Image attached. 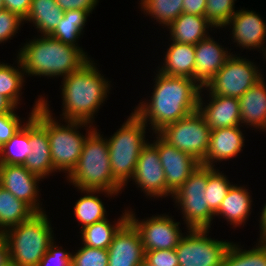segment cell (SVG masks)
Masks as SVG:
<instances>
[{
	"instance_id": "1",
	"label": "cell",
	"mask_w": 266,
	"mask_h": 266,
	"mask_svg": "<svg viewBox=\"0 0 266 266\" xmlns=\"http://www.w3.org/2000/svg\"><path fill=\"white\" fill-rule=\"evenodd\" d=\"M154 80L150 100L140 102L134 109V113L147 126L151 124L152 134L197 111L201 91V87L190 78L157 71Z\"/></svg>"
},
{
	"instance_id": "2",
	"label": "cell",
	"mask_w": 266,
	"mask_h": 266,
	"mask_svg": "<svg viewBox=\"0 0 266 266\" xmlns=\"http://www.w3.org/2000/svg\"><path fill=\"white\" fill-rule=\"evenodd\" d=\"M17 58L29 76L67 77L92 58L80 48L65 44L50 35H39L19 49Z\"/></svg>"
},
{
	"instance_id": "3",
	"label": "cell",
	"mask_w": 266,
	"mask_h": 266,
	"mask_svg": "<svg viewBox=\"0 0 266 266\" xmlns=\"http://www.w3.org/2000/svg\"><path fill=\"white\" fill-rule=\"evenodd\" d=\"M91 59L81 69L72 72L61 81L63 109L61 119L82 121L93 125L94 114L110 93V82L104 78ZM108 93V94H107Z\"/></svg>"
},
{
	"instance_id": "4",
	"label": "cell",
	"mask_w": 266,
	"mask_h": 266,
	"mask_svg": "<svg viewBox=\"0 0 266 266\" xmlns=\"http://www.w3.org/2000/svg\"><path fill=\"white\" fill-rule=\"evenodd\" d=\"M65 177L79 190H106L117 195L124 190L112 176L107 138L97 129L87 137L76 167Z\"/></svg>"
},
{
	"instance_id": "5",
	"label": "cell",
	"mask_w": 266,
	"mask_h": 266,
	"mask_svg": "<svg viewBox=\"0 0 266 266\" xmlns=\"http://www.w3.org/2000/svg\"><path fill=\"white\" fill-rule=\"evenodd\" d=\"M52 229L48 215L41 212L5 230L2 236L7 244L9 261L17 266H38L54 241Z\"/></svg>"
},
{
	"instance_id": "6",
	"label": "cell",
	"mask_w": 266,
	"mask_h": 266,
	"mask_svg": "<svg viewBox=\"0 0 266 266\" xmlns=\"http://www.w3.org/2000/svg\"><path fill=\"white\" fill-rule=\"evenodd\" d=\"M147 125L132 112L108 141L113 178L124 188L132 178L145 140Z\"/></svg>"
},
{
	"instance_id": "7",
	"label": "cell",
	"mask_w": 266,
	"mask_h": 266,
	"mask_svg": "<svg viewBox=\"0 0 266 266\" xmlns=\"http://www.w3.org/2000/svg\"><path fill=\"white\" fill-rule=\"evenodd\" d=\"M41 101V105L47 110V135L52 165L57 172L63 171L68 176L79 161L87 137L96 127L87 122L71 120L64 121L66 124L63 125L52 116L47 98L41 97ZM82 127H88L85 136L78 130Z\"/></svg>"
},
{
	"instance_id": "8",
	"label": "cell",
	"mask_w": 266,
	"mask_h": 266,
	"mask_svg": "<svg viewBox=\"0 0 266 266\" xmlns=\"http://www.w3.org/2000/svg\"><path fill=\"white\" fill-rule=\"evenodd\" d=\"M208 166L199 165L172 195L183 214L187 229H210L215 214L205 197Z\"/></svg>"
},
{
	"instance_id": "9",
	"label": "cell",
	"mask_w": 266,
	"mask_h": 266,
	"mask_svg": "<svg viewBox=\"0 0 266 266\" xmlns=\"http://www.w3.org/2000/svg\"><path fill=\"white\" fill-rule=\"evenodd\" d=\"M157 133L200 164L203 162L209 147L210 128L198 110L177 122L165 125Z\"/></svg>"
},
{
	"instance_id": "10",
	"label": "cell",
	"mask_w": 266,
	"mask_h": 266,
	"mask_svg": "<svg viewBox=\"0 0 266 266\" xmlns=\"http://www.w3.org/2000/svg\"><path fill=\"white\" fill-rule=\"evenodd\" d=\"M247 58L232 54L222 68L207 84L211 94L240 98L249 88L263 78L260 69Z\"/></svg>"
},
{
	"instance_id": "11",
	"label": "cell",
	"mask_w": 266,
	"mask_h": 266,
	"mask_svg": "<svg viewBox=\"0 0 266 266\" xmlns=\"http://www.w3.org/2000/svg\"><path fill=\"white\" fill-rule=\"evenodd\" d=\"M188 230L175 248L179 266H221L232 241L208 237L209 229Z\"/></svg>"
},
{
	"instance_id": "12",
	"label": "cell",
	"mask_w": 266,
	"mask_h": 266,
	"mask_svg": "<svg viewBox=\"0 0 266 266\" xmlns=\"http://www.w3.org/2000/svg\"><path fill=\"white\" fill-rule=\"evenodd\" d=\"M134 211L128 210L129 221L135 226L140 234L144 251L175 249L182 236L179 227L180 222L174 221L173 217L162 214L136 219Z\"/></svg>"
},
{
	"instance_id": "13",
	"label": "cell",
	"mask_w": 266,
	"mask_h": 266,
	"mask_svg": "<svg viewBox=\"0 0 266 266\" xmlns=\"http://www.w3.org/2000/svg\"><path fill=\"white\" fill-rule=\"evenodd\" d=\"M29 142L32 149L24 166L42 179L57 172L51 161L47 135V110L41 105L29 118Z\"/></svg>"
},
{
	"instance_id": "14",
	"label": "cell",
	"mask_w": 266,
	"mask_h": 266,
	"mask_svg": "<svg viewBox=\"0 0 266 266\" xmlns=\"http://www.w3.org/2000/svg\"><path fill=\"white\" fill-rule=\"evenodd\" d=\"M149 198L172 197L166 188V179L160 163L159 153L153 143L142 148L134 174L131 178Z\"/></svg>"
},
{
	"instance_id": "15",
	"label": "cell",
	"mask_w": 266,
	"mask_h": 266,
	"mask_svg": "<svg viewBox=\"0 0 266 266\" xmlns=\"http://www.w3.org/2000/svg\"><path fill=\"white\" fill-rule=\"evenodd\" d=\"M155 135L156 140H153V144L159 153L166 188L173 195L200 163L192 156L170 145L158 133Z\"/></svg>"
},
{
	"instance_id": "16",
	"label": "cell",
	"mask_w": 266,
	"mask_h": 266,
	"mask_svg": "<svg viewBox=\"0 0 266 266\" xmlns=\"http://www.w3.org/2000/svg\"><path fill=\"white\" fill-rule=\"evenodd\" d=\"M41 179L24 165L0 164V185L28 204L36 213L45 212L38 200V183Z\"/></svg>"
},
{
	"instance_id": "17",
	"label": "cell",
	"mask_w": 266,
	"mask_h": 266,
	"mask_svg": "<svg viewBox=\"0 0 266 266\" xmlns=\"http://www.w3.org/2000/svg\"><path fill=\"white\" fill-rule=\"evenodd\" d=\"M232 25V26H231ZM232 29V41L237 43V47L246 49H260L263 56L266 53V23L263 18L255 11L250 10H236L234 15L226 23L225 27Z\"/></svg>"
},
{
	"instance_id": "18",
	"label": "cell",
	"mask_w": 266,
	"mask_h": 266,
	"mask_svg": "<svg viewBox=\"0 0 266 266\" xmlns=\"http://www.w3.org/2000/svg\"><path fill=\"white\" fill-rule=\"evenodd\" d=\"M107 250L108 266H139L145 259L140 234L129 220L115 234Z\"/></svg>"
},
{
	"instance_id": "19",
	"label": "cell",
	"mask_w": 266,
	"mask_h": 266,
	"mask_svg": "<svg viewBox=\"0 0 266 266\" xmlns=\"http://www.w3.org/2000/svg\"><path fill=\"white\" fill-rule=\"evenodd\" d=\"M202 92L201 88L198 111L203 115L210 130L241 126L238 98L214 95L209 92V103H205Z\"/></svg>"
},
{
	"instance_id": "20",
	"label": "cell",
	"mask_w": 266,
	"mask_h": 266,
	"mask_svg": "<svg viewBox=\"0 0 266 266\" xmlns=\"http://www.w3.org/2000/svg\"><path fill=\"white\" fill-rule=\"evenodd\" d=\"M194 81L204 88L222 68L232 53L211 38L201 40L195 45Z\"/></svg>"
},
{
	"instance_id": "21",
	"label": "cell",
	"mask_w": 266,
	"mask_h": 266,
	"mask_svg": "<svg viewBox=\"0 0 266 266\" xmlns=\"http://www.w3.org/2000/svg\"><path fill=\"white\" fill-rule=\"evenodd\" d=\"M241 127L243 126L210 130L209 147L201 165L214 168L216 162L238 156L245 140Z\"/></svg>"
},
{
	"instance_id": "22",
	"label": "cell",
	"mask_w": 266,
	"mask_h": 266,
	"mask_svg": "<svg viewBox=\"0 0 266 266\" xmlns=\"http://www.w3.org/2000/svg\"><path fill=\"white\" fill-rule=\"evenodd\" d=\"M241 126L266 131V83L264 78L239 98ZM243 124V125H242Z\"/></svg>"
},
{
	"instance_id": "23",
	"label": "cell",
	"mask_w": 266,
	"mask_h": 266,
	"mask_svg": "<svg viewBox=\"0 0 266 266\" xmlns=\"http://www.w3.org/2000/svg\"><path fill=\"white\" fill-rule=\"evenodd\" d=\"M170 40L182 43L196 45L201 40L209 36L208 29L214 28L205 16L182 13L168 27Z\"/></svg>"
},
{
	"instance_id": "24",
	"label": "cell",
	"mask_w": 266,
	"mask_h": 266,
	"mask_svg": "<svg viewBox=\"0 0 266 266\" xmlns=\"http://www.w3.org/2000/svg\"><path fill=\"white\" fill-rule=\"evenodd\" d=\"M252 196L244 186L233 184L215 216L225 218L234 227L244 226L251 214Z\"/></svg>"
},
{
	"instance_id": "25",
	"label": "cell",
	"mask_w": 266,
	"mask_h": 266,
	"mask_svg": "<svg viewBox=\"0 0 266 266\" xmlns=\"http://www.w3.org/2000/svg\"><path fill=\"white\" fill-rule=\"evenodd\" d=\"M195 59V45L173 41L165 53L164 66H160L158 70L160 73L169 76L194 80Z\"/></svg>"
},
{
	"instance_id": "26",
	"label": "cell",
	"mask_w": 266,
	"mask_h": 266,
	"mask_svg": "<svg viewBox=\"0 0 266 266\" xmlns=\"http://www.w3.org/2000/svg\"><path fill=\"white\" fill-rule=\"evenodd\" d=\"M32 107L31 115L24 125L12 136V138L0 147V164L24 165L32 152L29 142V118L32 113L41 106V96Z\"/></svg>"
},
{
	"instance_id": "27",
	"label": "cell",
	"mask_w": 266,
	"mask_h": 266,
	"mask_svg": "<svg viewBox=\"0 0 266 266\" xmlns=\"http://www.w3.org/2000/svg\"><path fill=\"white\" fill-rule=\"evenodd\" d=\"M63 13L55 0H32L24 22H33L41 35H50L61 22Z\"/></svg>"
},
{
	"instance_id": "28",
	"label": "cell",
	"mask_w": 266,
	"mask_h": 266,
	"mask_svg": "<svg viewBox=\"0 0 266 266\" xmlns=\"http://www.w3.org/2000/svg\"><path fill=\"white\" fill-rule=\"evenodd\" d=\"M80 192L86 194L75 202L74 216L80 222L81 228L83 229L88 225L106 219L107 212L103 204L104 202L95 194H102L104 192L108 197L117 196V194L106 190L91 189L80 190Z\"/></svg>"
},
{
	"instance_id": "29",
	"label": "cell",
	"mask_w": 266,
	"mask_h": 266,
	"mask_svg": "<svg viewBox=\"0 0 266 266\" xmlns=\"http://www.w3.org/2000/svg\"><path fill=\"white\" fill-rule=\"evenodd\" d=\"M120 217L113 225L106 218L81 229L82 245L108 249L115 234L129 220L128 209H125V212Z\"/></svg>"
},
{
	"instance_id": "30",
	"label": "cell",
	"mask_w": 266,
	"mask_h": 266,
	"mask_svg": "<svg viewBox=\"0 0 266 266\" xmlns=\"http://www.w3.org/2000/svg\"><path fill=\"white\" fill-rule=\"evenodd\" d=\"M36 212L0 185V232L30 219Z\"/></svg>"
},
{
	"instance_id": "31",
	"label": "cell",
	"mask_w": 266,
	"mask_h": 266,
	"mask_svg": "<svg viewBox=\"0 0 266 266\" xmlns=\"http://www.w3.org/2000/svg\"><path fill=\"white\" fill-rule=\"evenodd\" d=\"M89 15L90 13L84 10L76 9L64 11L61 22L50 36L65 44L80 48L85 54H87L83 48L78 45L77 40H79V37L83 34L82 32H84L83 29Z\"/></svg>"
},
{
	"instance_id": "32",
	"label": "cell",
	"mask_w": 266,
	"mask_h": 266,
	"mask_svg": "<svg viewBox=\"0 0 266 266\" xmlns=\"http://www.w3.org/2000/svg\"><path fill=\"white\" fill-rule=\"evenodd\" d=\"M257 244L252 249L243 250L242 246L232 242L221 266H266V240H259Z\"/></svg>"
},
{
	"instance_id": "33",
	"label": "cell",
	"mask_w": 266,
	"mask_h": 266,
	"mask_svg": "<svg viewBox=\"0 0 266 266\" xmlns=\"http://www.w3.org/2000/svg\"><path fill=\"white\" fill-rule=\"evenodd\" d=\"M17 67L0 62V95L6 97L16 108L20 103L22 86L25 82V75L20 63L16 58ZM21 93V94H20Z\"/></svg>"
},
{
	"instance_id": "34",
	"label": "cell",
	"mask_w": 266,
	"mask_h": 266,
	"mask_svg": "<svg viewBox=\"0 0 266 266\" xmlns=\"http://www.w3.org/2000/svg\"><path fill=\"white\" fill-rule=\"evenodd\" d=\"M143 13L162 26H169L183 13V0H140Z\"/></svg>"
},
{
	"instance_id": "35",
	"label": "cell",
	"mask_w": 266,
	"mask_h": 266,
	"mask_svg": "<svg viewBox=\"0 0 266 266\" xmlns=\"http://www.w3.org/2000/svg\"><path fill=\"white\" fill-rule=\"evenodd\" d=\"M232 185L224 173L222 174L215 167H208V182L205 197L207 198L208 207L214 214L218 212L220 204Z\"/></svg>"
},
{
	"instance_id": "36",
	"label": "cell",
	"mask_w": 266,
	"mask_h": 266,
	"mask_svg": "<svg viewBox=\"0 0 266 266\" xmlns=\"http://www.w3.org/2000/svg\"><path fill=\"white\" fill-rule=\"evenodd\" d=\"M236 0H207L205 17L214 28H224L234 15Z\"/></svg>"
},
{
	"instance_id": "37",
	"label": "cell",
	"mask_w": 266,
	"mask_h": 266,
	"mask_svg": "<svg viewBox=\"0 0 266 266\" xmlns=\"http://www.w3.org/2000/svg\"><path fill=\"white\" fill-rule=\"evenodd\" d=\"M72 252V266H108V250L82 245Z\"/></svg>"
},
{
	"instance_id": "38",
	"label": "cell",
	"mask_w": 266,
	"mask_h": 266,
	"mask_svg": "<svg viewBox=\"0 0 266 266\" xmlns=\"http://www.w3.org/2000/svg\"><path fill=\"white\" fill-rule=\"evenodd\" d=\"M24 20L16 13H12L6 9L0 11V44L12 39Z\"/></svg>"
},
{
	"instance_id": "39",
	"label": "cell",
	"mask_w": 266,
	"mask_h": 266,
	"mask_svg": "<svg viewBox=\"0 0 266 266\" xmlns=\"http://www.w3.org/2000/svg\"><path fill=\"white\" fill-rule=\"evenodd\" d=\"M53 241L38 266H72V253L67 252ZM53 264V265H52Z\"/></svg>"
},
{
	"instance_id": "40",
	"label": "cell",
	"mask_w": 266,
	"mask_h": 266,
	"mask_svg": "<svg viewBox=\"0 0 266 266\" xmlns=\"http://www.w3.org/2000/svg\"><path fill=\"white\" fill-rule=\"evenodd\" d=\"M16 109L8 114H0V147L24 125L22 124L24 122H21V118L15 113Z\"/></svg>"
},
{
	"instance_id": "41",
	"label": "cell",
	"mask_w": 266,
	"mask_h": 266,
	"mask_svg": "<svg viewBox=\"0 0 266 266\" xmlns=\"http://www.w3.org/2000/svg\"><path fill=\"white\" fill-rule=\"evenodd\" d=\"M145 259L153 266H179L175 249L146 251Z\"/></svg>"
},
{
	"instance_id": "42",
	"label": "cell",
	"mask_w": 266,
	"mask_h": 266,
	"mask_svg": "<svg viewBox=\"0 0 266 266\" xmlns=\"http://www.w3.org/2000/svg\"><path fill=\"white\" fill-rule=\"evenodd\" d=\"M56 4L63 10H84L92 13L98 4V0H55Z\"/></svg>"
},
{
	"instance_id": "43",
	"label": "cell",
	"mask_w": 266,
	"mask_h": 266,
	"mask_svg": "<svg viewBox=\"0 0 266 266\" xmlns=\"http://www.w3.org/2000/svg\"><path fill=\"white\" fill-rule=\"evenodd\" d=\"M32 0H3L4 9L16 13L23 20L28 15Z\"/></svg>"
},
{
	"instance_id": "44",
	"label": "cell",
	"mask_w": 266,
	"mask_h": 266,
	"mask_svg": "<svg viewBox=\"0 0 266 266\" xmlns=\"http://www.w3.org/2000/svg\"><path fill=\"white\" fill-rule=\"evenodd\" d=\"M206 2L207 0H183V12L205 16Z\"/></svg>"
},
{
	"instance_id": "45",
	"label": "cell",
	"mask_w": 266,
	"mask_h": 266,
	"mask_svg": "<svg viewBox=\"0 0 266 266\" xmlns=\"http://www.w3.org/2000/svg\"><path fill=\"white\" fill-rule=\"evenodd\" d=\"M9 262V253L7 244L2 235H0V266H4Z\"/></svg>"
},
{
	"instance_id": "46",
	"label": "cell",
	"mask_w": 266,
	"mask_h": 266,
	"mask_svg": "<svg viewBox=\"0 0 266 266\" xmlns=\"http://www.w3.org/2000/svg\"><path fill=\"white\" fill-rule=\"evenodd\" d=\"M260 213V238L258 240H266V203L264 204Z\"/></svg>"
},
{
	"instance_id": "47",
	"label": "cell",
	"mask_w": 266,
	"mask_h": 266,
	"mask_svg": "<svg viewBox=\"0 0 266 266\" xmlns=\"http://www.w3.org/2000/svg\"><path fill=\"white\" fill-rule=\"evenodd\" d=\"M15 108L6 97L0 95V114L11 113Z\"/></svg>"
},
{
	"instance_id": "48",
	"label": "cell",
	"mask_w": 266,
	"mask_h": 266,
	"mask_svg": "<svg viewBox=\"0 0 266 266\" xmlns=\"http://www.w3.org/2000/svg\"><path fill=\"white\" fill-rule=\"evenodd\" d=\"M139 266H153L151 263H149L146 259H144Z\"/></svg>"
},
{
	"instance_id": "49",
	"label": "cell",
	"mask_w": 266,
	"mask_h": 266,
	"mask_svg": "<svg viewBox=\"0 0 266 266\" xmlns=\"http://www.w3.org/2000/svg\"><path fill=\"white\" fill-rule=\"evenodd\" d=\"M4 266H17L13 262L9 261Z\"/></svg>"
},
{
	"instance_id": "50",
	"label": "cell",
	"mask_w": 266,
	"mask_h": 266,
	"mask_svg": "<svg viewBox=\"0 0 266 266\" xmlns=\"http://www.w3.org/2000/svg\"><path fill=\"white\" fill-rule=\"evenodd\" d=\"M4 9L3 0H0V11Z\"/></svg>"
}]
</instances>
